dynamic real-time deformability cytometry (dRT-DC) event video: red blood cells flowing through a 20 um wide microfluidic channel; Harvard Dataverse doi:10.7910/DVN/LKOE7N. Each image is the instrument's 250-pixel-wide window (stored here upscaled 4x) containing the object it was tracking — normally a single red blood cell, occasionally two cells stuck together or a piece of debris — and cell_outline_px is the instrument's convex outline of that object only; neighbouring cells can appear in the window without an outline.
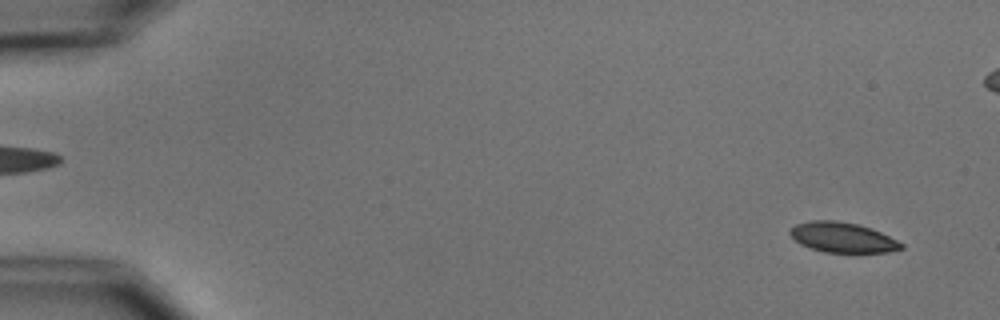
{"species": "common noctule bat (a hibernating species)", "species_latin": "Nyctalus noctula", "temperature_condition": "cold", "stored_images_in_passage": 5, "camera_frame_rate_fps": 3000, "um_per_image_px": 0.085, "animal": {"sex": "male", "body_mass_g": 15.6}, "frame": {"image": 1, "passage_image": 1, "time_ms": 0.0, "image_size_px": [1000, 320], "cell_outline_px": [[904, 248], [888, 252], [824, 252], [800, 244], [788, 232], [796, 224], [812, 220], [836, 220], [856, 224], [872, 228], [904, 244]], "centroid_in_image_um": [71.62, 20.17], "position_along_channel_um": 13.4, "area_um2": 19.31}}